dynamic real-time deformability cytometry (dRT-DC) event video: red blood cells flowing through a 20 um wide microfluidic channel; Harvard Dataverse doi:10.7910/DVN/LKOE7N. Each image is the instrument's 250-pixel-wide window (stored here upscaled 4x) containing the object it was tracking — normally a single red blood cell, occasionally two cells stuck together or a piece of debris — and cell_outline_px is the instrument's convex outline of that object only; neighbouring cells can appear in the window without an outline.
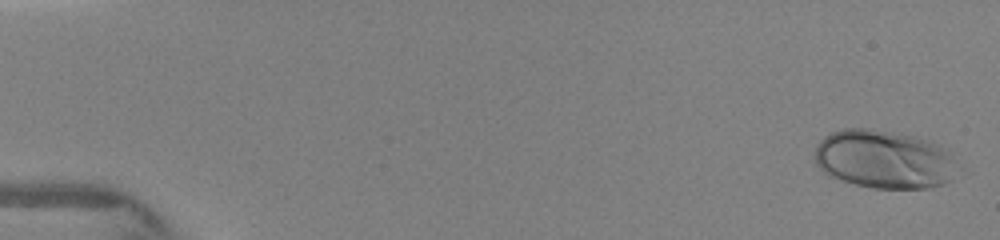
{"species": "human", "species_latin": "Homo sapiens", "temperature_condition": "warm", "stored_images_in_passage": 27, "camera_frame_rate_fps": 3000, "um_per_image_px": 0.085, "donor": {"sex": "female"}, "frame": {"image": 1, "passage_image": 1, "time_ms": 0.0, "image_size_px": [1000, 240], "cell_outline_px": [[952, 160], [948, 180], [944, 184], [928, 188], [872, 188], [856, 184], [828, 176], [816, 164], [816, 144], [824, 136], [832, 132], [844, 128], [864, 128], [892, 132], [912, 136], [928, 140], [940, 148]], "centroid_in_image_um": [75.0, 13.54], "position_along_channel_um": 10.0, "area_um2": 47.34}}
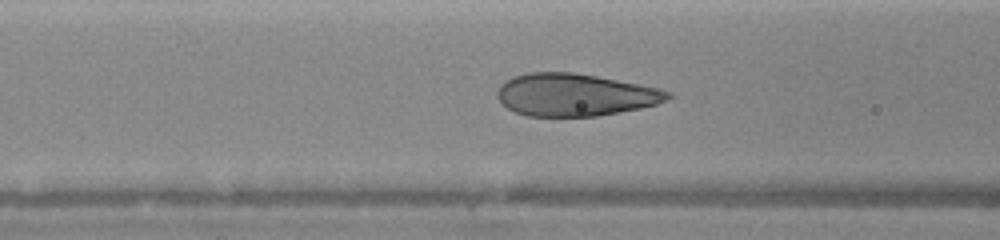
{"frame": {"image": 2, "passage_image": 19, "time_ms": 6.0, "image_size_px": [1000, 240], "cell_outline_px": [[672, 96], [656, 104], [640, 108], [596, 116], [528, 116], [516, 112], [508, 108], [496, 96], [496, 92], [500, 84], [512, 76], [528, 72], [572, 72], [596, 76], [660, 88], [672, 92]], "centroid_in_image_um": [48.85, 8.05], "position_along_channel_um": 117.8, "area_um2": 42.02}}
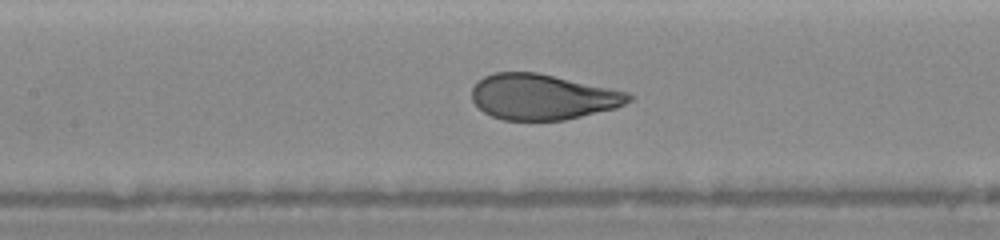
{"frame": {"image": 3, "passage_image": 24, "time_ms": 7.0, "image_size_px": [1000, 240], "cell_outline_px": [[636, 96], [632, 100], [616, 108], [564, 120], [504, 120], [492, 116], [484, 112], [472, 100], [472, 88], [476, 80], [484, 76], [496, 72], [536, 72], [628, 92]], "centroid_in_image_um": [46.11, 8.23], "position_along_channel_um": 161.3, "area_um2": 41.62}}